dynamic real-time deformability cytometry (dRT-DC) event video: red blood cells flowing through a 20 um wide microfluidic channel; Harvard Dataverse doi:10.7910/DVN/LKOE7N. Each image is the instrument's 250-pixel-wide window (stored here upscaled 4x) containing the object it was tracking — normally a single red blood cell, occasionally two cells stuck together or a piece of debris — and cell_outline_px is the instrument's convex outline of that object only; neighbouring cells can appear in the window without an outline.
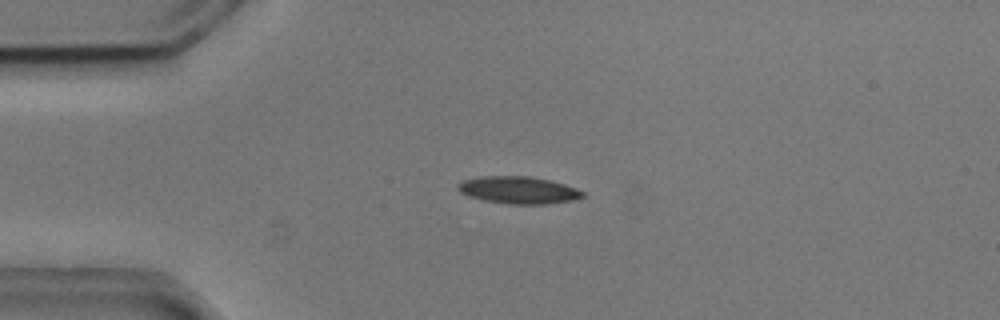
{"species": "common noctule bat (a hibernating species)", "species_latin": "Nyctalus noctula", "temperature_condition": "cold", "stored_images_in_passage": 54, "camera_frame_rate_fps": 3000, "um_per_image_px": 0.085, "animal": {"sex": "male", "body_mass_g": 20.5, "forearm_length_mm": 52.5}, "frame": {"image": 1, "passage_image": 13, "time_ms": 4.0, "image_size_px": [1000, 320], "cell_outline_px": [[584, 196], [572, 200], [548, 204], [508, 204], [484, 200], [468, 196], [460, 192], [456, 188], [456, 184], [464, 180], [480, 176], [532, 176], [564, 184], [576, 188], [584, 192]], "centroid_in_image_um": [44.04, 16.15], "position_along_channel_um": 41.0, "area_um2": 19.83}}
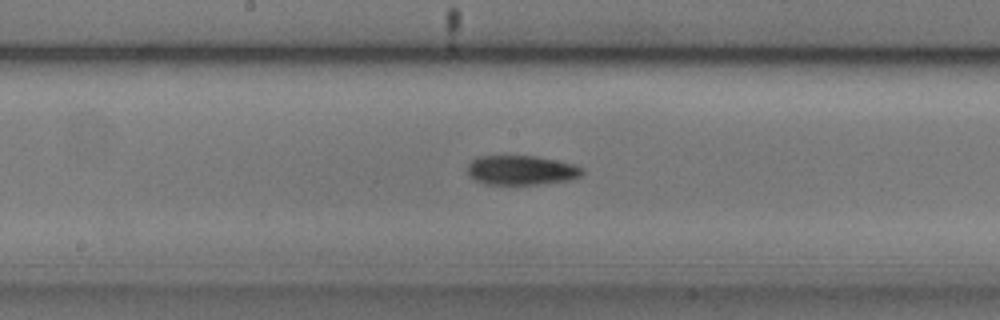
{"frame": {"image": 2, "passage_image": 28, "time_ms": 9.0, "image_size_px": [1000, 320], "cell_outline_px": [[584, 172], [580, 176], [568, 180], [536, 184], [484, 184], [468, 176], [468, 164], [476, 156], [536, 156], [576, 164], [584, 168]], "centroid_in_image_um": [44.31, 14.46], "position_along_channel_um": 203.9, "area_um2": 19.77}}
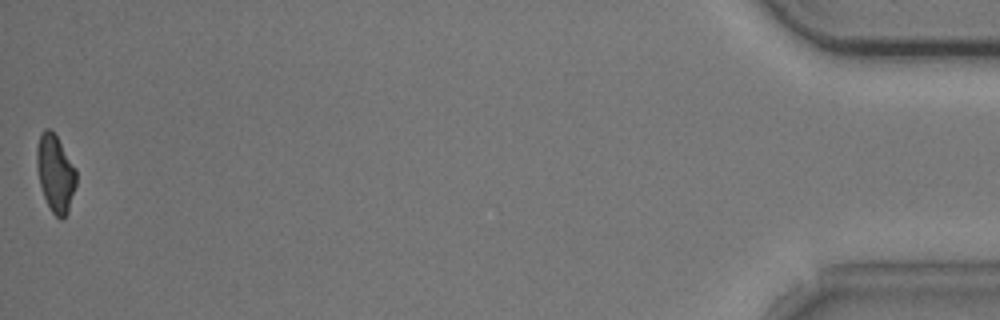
{"frame": {"image": 3, "passage_image": 54, "time_ms": 17.667, "image_size_px": [1000, 320], "cell_outline_px": [[76, 184], [68, 212], [60, 220], [52, 212], [44, 196], [40, 184], [36, 164], [36, 148], [40, 132], [44, 128], [48, 128], [56, 136], [76, 168]], "centroid_in_image_um": [4.7, 14.71], "position_along_channel_um": 430.5, "area_um2": 17.63}, "authors_computed_cell_mechanics": {"area_um2": 18.9873, "velocity_mm_per_s": 3.733, "shape_relaxation_time_tau1_ms": 6.606, "shape_relaxation_time_tau2_ms": 10.4877, "deformation_change_tau1": 0.1542, "deformation_change_tau2": 0.1935}}